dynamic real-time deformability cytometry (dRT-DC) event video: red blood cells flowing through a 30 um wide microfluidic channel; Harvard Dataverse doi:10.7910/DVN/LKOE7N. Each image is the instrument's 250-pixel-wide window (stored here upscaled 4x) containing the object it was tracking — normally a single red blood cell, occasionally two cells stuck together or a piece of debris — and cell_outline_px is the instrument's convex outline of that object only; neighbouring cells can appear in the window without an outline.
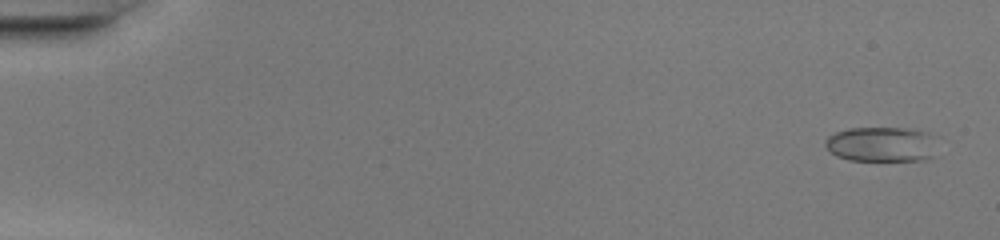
{"species": "common noctule bat (a hibernating species)", "species_latin": "Nyctalus noctula", "temperature_condition": "warm", "stored_images_in_passage": 13, "camera_frame_rate_fps": 3000, "um_per_image_px": 0.085, "animal": {"sex": "female", "body_mass_g": 20.0, "forearm_length_mm": 54.0}, "frame": {"image": 1, "passage_image": 2, "time_ms": 0.333, "image_size_px": [1000, 240], "cell_outline_px": [[940, 136], [932, 156], [924, 160], [848, 160], [836, 156], [824, 144], [824, 140], [828, 136], [836, 132], [848, 128], [908, 128], [928, 132]], "centroid_in_image_um": [74.99, 12.25], "position_along_channel_um": 10.0, "area_um2": 23.24}}